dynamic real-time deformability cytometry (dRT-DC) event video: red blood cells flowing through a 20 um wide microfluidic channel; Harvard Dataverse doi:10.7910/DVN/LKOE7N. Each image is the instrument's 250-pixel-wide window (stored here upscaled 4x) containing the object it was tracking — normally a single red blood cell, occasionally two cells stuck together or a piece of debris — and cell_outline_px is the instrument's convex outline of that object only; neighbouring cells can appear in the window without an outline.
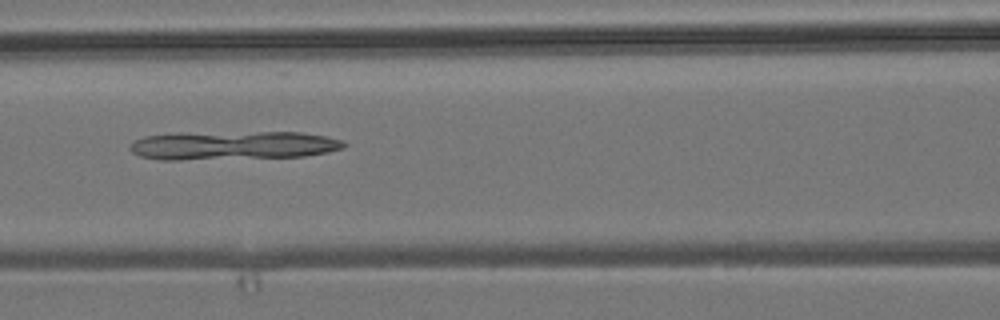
{"species": "common noctule bat (a hibernating species)", "species_latin": "Nyctalus noctula", "temperature_condition": "room temperature", "stored_images_in_passage": 7, "camera_frame_rate_fps": 3000, "um_per_image_px": 0.085, "animal": {"sex": "male", "body_mass_g": 19.2, "forearm_length_mm": 51.8}, "frame": {"image": 1, "passage_image": 7, "time_ms": 2.0, "image_size_px": [1000, 320], "cell_outline_px": [[348, 144], [344, 148], [328, 152], [304, 156], [180, 160], [160, 160], [140, 156], [132, 152], [128, 148], [128, 144], [144, 136], [180, 132], [300, 132], [328, 136], [344, 140]], "centroid_in_image_um": [19.8, 12.35], "position_along_channel_um": 146.8, "area_um2": 36.36}}